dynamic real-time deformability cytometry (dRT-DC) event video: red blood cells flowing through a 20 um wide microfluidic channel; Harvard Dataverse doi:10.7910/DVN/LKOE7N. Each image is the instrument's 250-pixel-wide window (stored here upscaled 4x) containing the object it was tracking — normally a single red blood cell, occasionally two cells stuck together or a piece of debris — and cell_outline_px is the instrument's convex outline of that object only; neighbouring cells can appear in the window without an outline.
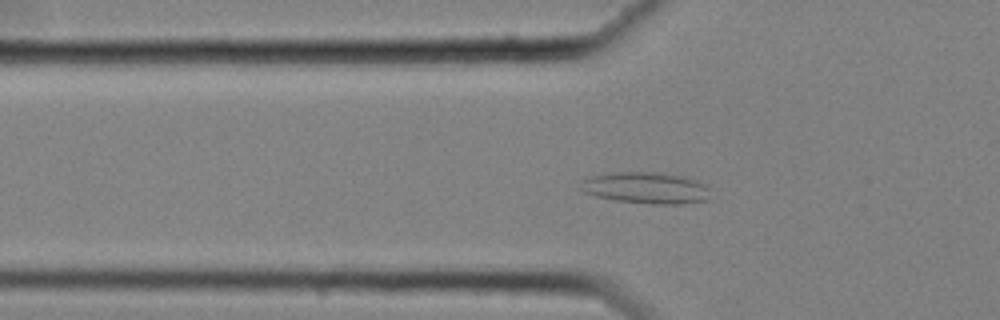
{"species": "common noctule bat (a hibernating species)", "species_latin": "Nyctalus noctula", "temperature_condition": "cold", "stored_images_in_passage": 41, "camera_frame_rate_fps": 3000, "um_per_image_px": 0.085, "animal": {"sex": "female", "body_mass_g": 25.1}, "frame": {"image": 1, "passage_image": 3, "time_ms": 0.667, "image_size_px": [1000, 320], "cell_outline_px": [[708, 200], [680, 204], [652, 204], [616, 200], [596, 196], [584, 192], [580, 188], [580, 180], [592, 176], [616, 172], [664, 172], [696, 180], [708, 184]], "centroid_in_image_um": [54.92, 15.96], "position_along_channel_um": 70.9, "area_um2": 23.87}}
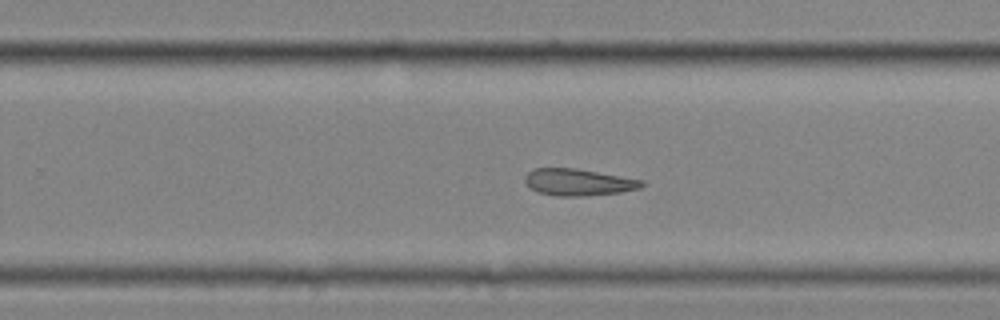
{"frame": {"image": 2, "passage_image": 21, "time_ms": 6.667, "image_size_px": [1000, 320], "cell_outline_px": [[644, 184], [640, 188], [620, 192], [584, 196], [556, 196], [536, 192], [524, 180], [524, 176], [532, 168], [576, 168], [644, 180]], "centroid_in_image_um": [49.14, 15.48], "position_along_channel_um": 280.7, "area_um2": 18.26}}
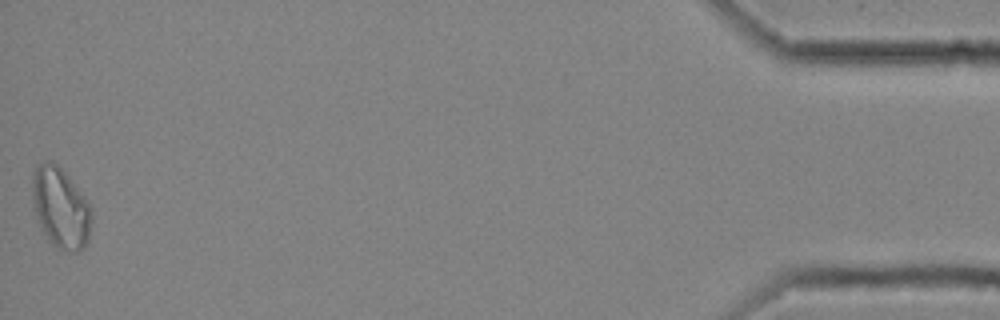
{"frame": {"image": 3, "passage_image": 41, "time_ms": 13.333, "image_size_px": [1000, 320], "cell_outline_px": [[92, 220], [88, 244], [84, 248], [76, 252], [72, 252], [56, 248], [48, 240], [36, 220], [32, 204], [32, 172], [44, 160], [52, 160], [68, 176], [88, 204], [92, 212]], "centroid_in_image_um": [5.13, 17.7], "position_along_channel_um": 430.1, "area_um2": 28.09}, "authors_computed_cell_mechanics": {"area_um2": 19.2474, "velocity_mm_per_s": 3.5145, "shape_relaxation_time_tau1_ms": null, "shape_relaxation_time_tau2_ms": 11.2251, "deformation_change_tau1": null, "deformation_change_tau2": 0.2666}}